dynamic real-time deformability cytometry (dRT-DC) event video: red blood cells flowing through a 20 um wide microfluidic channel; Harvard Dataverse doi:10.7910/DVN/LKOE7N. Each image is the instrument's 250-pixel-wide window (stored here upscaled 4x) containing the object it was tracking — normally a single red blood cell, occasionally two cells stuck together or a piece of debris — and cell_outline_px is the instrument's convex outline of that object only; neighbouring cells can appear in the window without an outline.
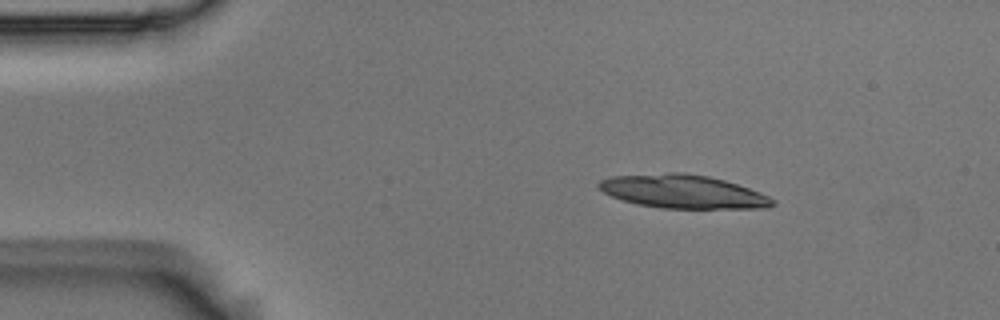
{"species": "Egyptian fruit bat (a non-hibernating species)", "species_latin": "Rousettus aegyptiacus", "temperature_condition": "room temperature", "stored_images_in_passage": 5, "camera_frame_rate_fps": 3000, "um_per_image_px": 0.085, "animal": {"sex": "male"}, "frame": {"image": 1, "passage_image": 3, "time_ms": 0.667, "image_size_px": [1000, 320], "cell_outline_px": [[776, 204], [768, 208], [660, 208], [636, 204], [612, 196], [604, 192], [596, 184], [600, 180], [612, 176], [668, 172], [684, 172], [708, 176], [724, 180], [760, 192], [776, 200]], "centroid_in_image_um": [58.06, 16.28], "position_along_channel_um": 26.9, "area_um2": 33.93}}